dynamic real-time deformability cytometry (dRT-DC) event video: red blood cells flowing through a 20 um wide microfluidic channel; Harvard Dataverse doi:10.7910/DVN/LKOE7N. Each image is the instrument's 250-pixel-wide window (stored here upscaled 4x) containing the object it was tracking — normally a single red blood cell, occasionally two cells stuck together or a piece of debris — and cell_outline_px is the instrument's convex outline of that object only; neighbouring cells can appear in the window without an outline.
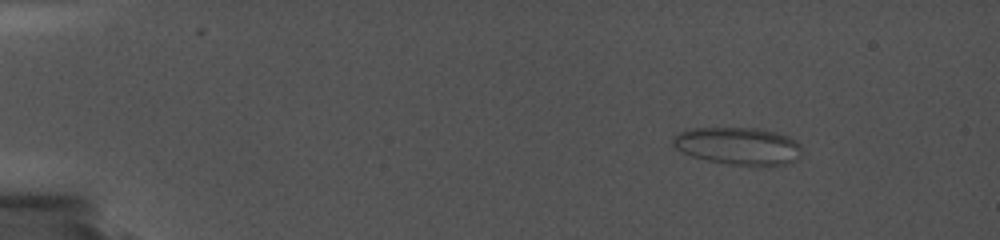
{"species": "common noctule bat (a hibernating species)", "species_latin": "Nyctalus noctula", "temperature_condition": "cold", "stored_images_in_passage": 42, "camera_frame_rate_fps": 5000, "um_per_image_px": 0.085, "animal": {"sex": "female", "body_mass_g": 19.0, "forearm_length_mm": 56.7}, "frame": {"image": 1, "passage_image": 1, "time_ms": 0.0, "image_size_px": [1000, 240], "cell_outline_px": [[804, 152], [796, 160], [784, 164], [728, 164], [708, 160], [692, 156], [676, 148], [672, 144], [672, 140], [680, 132], [688, 128], [756, 128], [776, 132], [788, 136], [796, 140], [800, 144]], "centroid_in_image_um": [62.78, 12.39], "position_along_channel_um": 22.2, "area_um2": 27.86}}
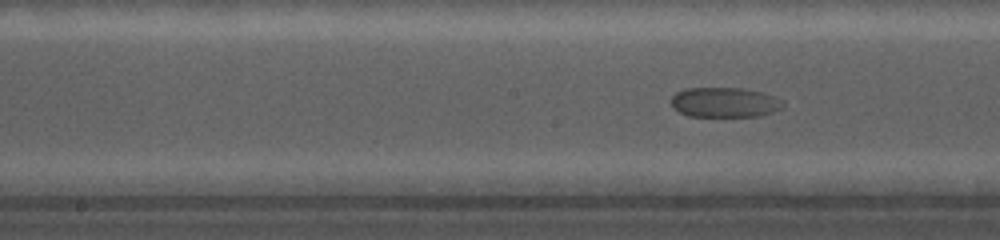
{"frame": {"image": 2, "passage_image": 27, "time_ms": 8.4, "image_size_px": [1000, 240], "cell_outline_px": [[784, 104], [780, 108], [772, 112], [760, 116], [688, 116], [672, 108], [672, 96], [676, 92], [684, 88], [744, 88], [764, 92], [776, 96]], "centroid_in_image_um": [61.59, 8.69], "position_along_channel_um": 186.6, "area_um2": 19.59}}
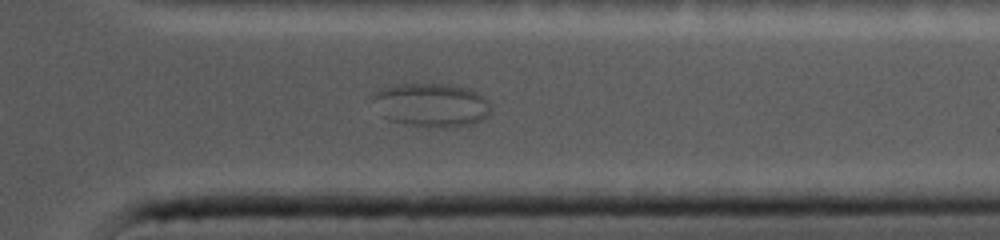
{"frame": {"image": 3, "passage_image": 38, "time_ms": 14.0, "image_size_px": [1000, 240], "cell_outline_px": [[492, 108], [488, 116], [476, 124], [444, 128], [440, 128], [408, 124], [388, 120], [380, 116], [372, 100], [372, 96], [380, 88], [396, 84], [444, 84], [468, 88], [476, 92], [488, 100]], "centroid_in_image_um": [36.66, 8.93], "position_along_channel_um": 374.7, "area_um2": 30.46}}